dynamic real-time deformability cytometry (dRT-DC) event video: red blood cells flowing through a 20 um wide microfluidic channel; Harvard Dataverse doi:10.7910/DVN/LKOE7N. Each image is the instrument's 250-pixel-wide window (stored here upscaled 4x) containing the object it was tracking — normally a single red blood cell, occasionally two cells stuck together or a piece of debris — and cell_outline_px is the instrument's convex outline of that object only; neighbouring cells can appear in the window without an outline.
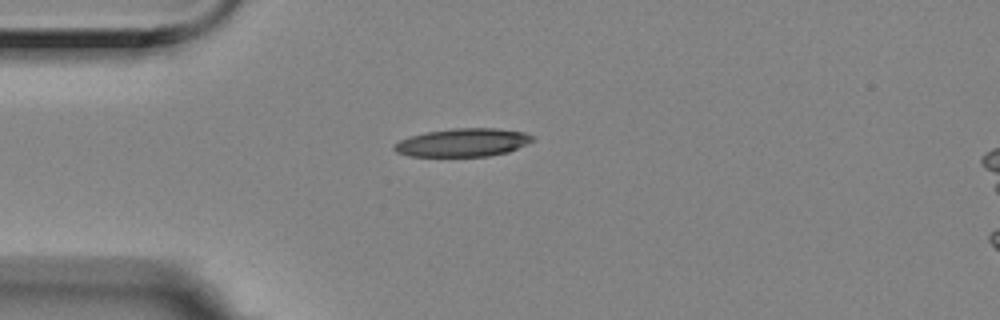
{"species": "Egyptian fruit bat (a non-hibernating species)", "species_latin": "Rousettus aegyptiacus", "temperature_condition": "room temperature", "stored_images_in_passage": 1, "camera_frame_rate_fps": 3000, "um_per_image_px": 0.085, "animal": {"sex": "female"}, "frame": {"image": 1, "passage_image": 1, "time_ms": 0.0, "image_size_px": [1000, 320], "cell_outline_px": [[536, 136], [532, 140], [508, 152], [488, 156], [412, 156], [396, 152], [392, 148], [392, 144], [400, 140], [424, 132], [452, 128], [496, 128], [524, 132]], "centroid_in_image_um": [39.31, 12.1], "position_along_channel_um": 45.7, "area_um2": 22.66}}